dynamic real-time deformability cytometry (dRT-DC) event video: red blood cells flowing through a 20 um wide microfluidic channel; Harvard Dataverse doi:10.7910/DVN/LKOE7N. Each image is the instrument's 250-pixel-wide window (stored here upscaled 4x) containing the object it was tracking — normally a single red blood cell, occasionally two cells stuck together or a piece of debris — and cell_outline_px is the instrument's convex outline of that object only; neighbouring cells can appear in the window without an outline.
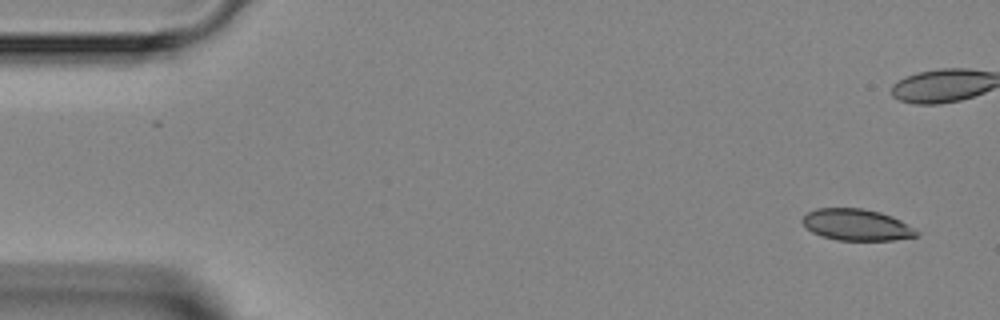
{"species": "Egyptian fruit bat (a non-hibernating species)", "species_latin": "Rousettus aegyptiacus", "temperature_condition": "room temperature", "stored_images_in_passage": 5, "camera_frame_rate_fps": 3000, "um_per_image_px": 0.085, "animal": {"sex": "female"}, "frame": {"image": 1, "passage_image": 1, "time_ms": 0.0, "image_size_px": [1000, 320], "cell_outline_px": [[920, 236], [892, 240], [836, 240], [820, 236], [812, 232], [800, 220], [808, 212], [816, 208], [860, 208], [880, 212], [892, 216], [916, 228], [920, 232]], "centroid_in_image_um": [72.84, 19.11], "position_along_channel_um": 12.2, "area_um2": 21.1}}
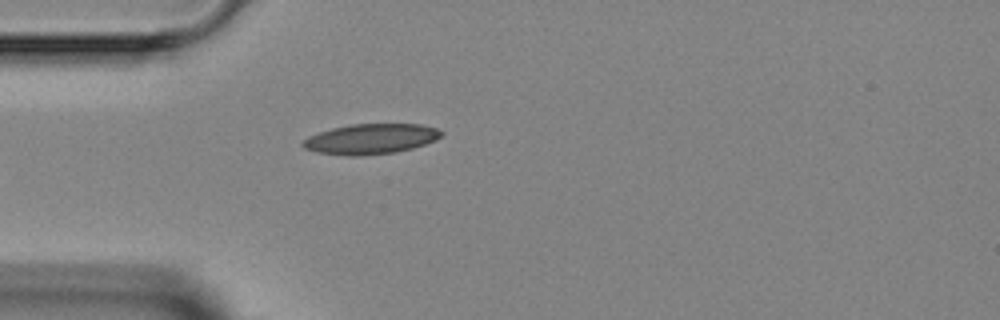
{"frame": {"image": 2, "passage_image": 5, "time_ms": 4.667, "image_size_px": [1000, 320], "cell_outline_px": [[444, 132], [436, 140], [412, 148], [396, 152], [360, 156], [348, 156], [316, 152], [304, 148], [300, 144], [308, 136], [332, 128], [348, 124], [420, 124], [436, 128]], "centroid_in_image_um": [31.49, 11.81], "position_along_channel_um": 53.5, "area_um2": 24.45}}